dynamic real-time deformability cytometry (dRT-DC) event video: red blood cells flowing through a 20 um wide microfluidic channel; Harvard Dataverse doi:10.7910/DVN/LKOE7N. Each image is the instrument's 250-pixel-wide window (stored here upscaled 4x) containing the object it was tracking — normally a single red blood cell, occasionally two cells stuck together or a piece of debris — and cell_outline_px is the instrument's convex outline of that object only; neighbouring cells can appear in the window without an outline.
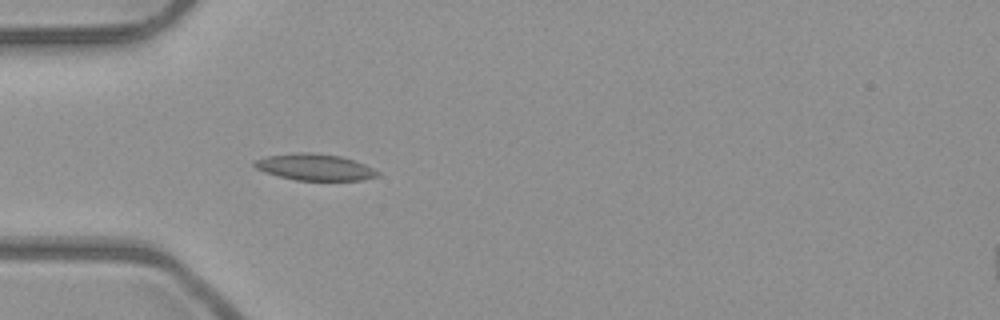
{"species": "common noctule bat (a hibernating species)", "species_latin": "Nyctalus noctula", "temperature_condition": "room temperature", "stored_images_in_passage": 2, "camera_frame_rate_fps": 3000, "um_per_image_px": 0.085, "animal": {"sex": "male", "body_mass_g": 23.1, "forearm_length_mm": 52.7}, "frame": {"image": 1, "passage_image": 2, "time_ms": 0.333, "image_size_px": [1000, 320], "cell_outline_px": [[380, 176], [364, 180], [296, 180], [264, 172], [256, 168], [252, 164], [252, 160], [268, 156], [296, 152], [312, 152], [340, 156], [364, 164], [380, 172]], "centroid_in_image_um": [26.74, 14.2], "position_along_channel_um": 58.3, "area_um2": 19.02}}